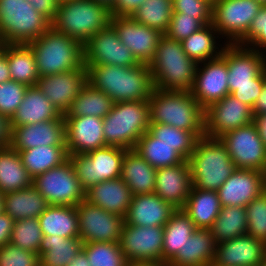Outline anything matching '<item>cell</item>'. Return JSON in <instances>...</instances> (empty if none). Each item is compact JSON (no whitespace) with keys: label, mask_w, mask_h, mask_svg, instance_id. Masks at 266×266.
I'll list each match as a JSON object with an SVG mask.
<instances>
[{"label":"cell","mask_w":266,"mask_h":266,"mask_svg":"<svg viewBox=\"0 0 266 266\" xmlns=\"http://www.w3.org/2000/svg\"><path fill=\"white\" fill-rule=\"evenodd\" d=\"M86 71L87 82L107 94L114 103L149 101L154 90L149 64L131 67L89 64Z\"/></svg>","instance_id":"6da1fadb"},{"label":"cell","mask_w":266,"mask_h":266,"mask_svg":"<svg viewBox=\"0 0 266 266\" xmlns=\"http://www.w3.org/2000/svg\"><path fill=\"white\" fill-rule=\"evenodd\" d=\"M150 124H166L204 136L205 110L190 91H165L154 88L149 99Z\"/></svg>","instance_id":"7a4b0ae2"},{"label":"cell","mask_w":266,"mask_h":266,"mask_svg":"<svg viewBox=\"0 0 266 266\" xmlns=\"http://www.w3.org/2000/svg\"><path fill=\"white\" fill-rule=\"evenodd\" d=\"M197 63L189 58L181 42L163 35L149 68L154 88L165 91H190Z\"/></svg>","instance_id":"3957f363"},{"label":"cell","mask_w":266,"mask_h":266,"mask_svg":"<svg viewBox=\"0 0 266 266\" xmlns=\"http://www.w3.org/2000/svg\"><path fill=\"white\" fill-rule=\"evenodd\" d=\"M192 186L217 191L235 171L226 146L219 138L202 136L188 159Z\"/></svg>","instance_id":"277c9868"},{"label":"cell","mask_w":266,"mask_h":266,"mask_svg":"<svg viewBox=\"0 0 266 266\" xmlns=\"http://www.w3.org/2000/svg\"><path fill=\"white\" fill-rule=\"evenodd\" d=\"M35 57L39 76L65 73L83 64V45L51 27L27 44Z\"/></svg>","instance_id":"5b68a950"},{"label":"cell","mask_w":266,"mask_h":266,"mask_svg":"<svg viewBox=\"0 0 266 266\" xmlns=\"http://www.w3.org/2000/svg\"><path fill=\"white\" fill-rule=\"evenodd\" d=\"M149 126L150 108L147 100L116 102L103 118L105 143L132 150Z\"/></svg>","instance_id":"8992f818"},{"label":"cell","mask_w":266,"mask_h":266,"mask_svg":"<svg viewBox=\"0 0 266 266\" xmlns=\"http://www.w3.org/2000/svg\"><path fill=\"white\" fill-rule=\"evenodd\" d=\"M110 10L94 0L60 3L52 27L82 45L110 24Z\"/></svg>","instance_id":"52a82bcc"},{"label":"cell","mask_w":266,"mask_h":266,"mask_svg":"<svg viewBox=\"0 0 266 266\" xmlns=\"http://www.w3.org/2000/svg\"><path fill=\"white\" fill-rule=\"evenodd\" d=\"M51 27L27 0H0V37L7 44H28Z\"/></svg>","instance_id":"ba28073f"},{"label":"cell","mask_w":266,"mask_h":266,"mask_svg":"<svg viewBox=\"0 0 266 266\" xmlns=\"http://www.w3.org/2000/svg\"><path fill=\"white\" fill-rule=\"evenodd\" d=\"M127 149L105 146L86 154L68 155L82 188L121 177L122 163Z\"/></svg>","instance_id":"9c48e42d"},{"label":"cell","mask_w":266,"mask_h":266,"mask_svg":"<svg viewBox=\"0 0 266 266\" xmlns=\"http://www.w3.org/2000/svg\"><path fill=\"white\" fill-rule=\"evenodd\" d=\"M262 5L255 0H215L212 24L224 43L237 44L249 31Z\"/></svg>","instance_id":"30bf717a"},{"label":"cell","mask_w":266,"mask_h":266,"mask_svg":"<svg viewBox=\"0 0 266 266\" xmlns=\"http://www.w3.org/2000/svg\"><path fill=\"white\" fill-rule=\"evenodd\" d=\"M33 185L49 205L77 206L85 199V190L69 159L33 179Z\"/></svg>","instance_id":"8fae6325"},{"label":"cell","mask_w":266,"mask_h":266,"mask_svg":"<svg viewBox=\"0 0 266 266\" xmlns=\"http://www.w3.org/2000/svg\"><path fill=\"white\" fill-rule=\"evenodd\" d=\"M164 227L124 223L120 237L122 253L130 265L162 263Z\"/></svg>","instance_id":"7c38bea8"},{"label":"cell","mask_w":266,"mask_h":266,"mask_svg":"<svg viewBox=\"0 0 266 266\" xmlns=\"http://www.w3.org/2000/svg\"><path fill=\"white\" fill-rule=\"evenodd\" d=\"M79 237L84 243L120 242L124 217L83 200L76 206Z\"/></svg>","instance_id":"4fadbf2b"},{"label":"cell","mask_w":266,"mask_h":266,"mask_svg":"<svg viewBox=\"0 0 266 266\" xmlns=\"http://www.w3.org/2000/svg\"><path fill=\"white\" fill-rule=\"evenodd\" d=\"M83 61L85 67L89 64L120 67L140 64L129 48L119 40L118 33L111 24L83 44Z\"/></svg>","instance_id":"5bb4252c"},{"label":"cell","mask_w":266,"mask_h":266,"mask_svg":"<svg viewBox=\"0 0 266 266\" xmlns=\"http://www.w3.org/2000/svg\"><path fill=\"white\" fill-rule=\"evenodd\" d=\"M219 139L226 146L236 169L261 171L265 162L266 145L254 122L229 131Z\"/></svg>","instance_id":"9a60e30c"},{"label":"cell","mask_w":266,"mask_h":266,"mask_svg":"<svg viewBox=\"0 0 266 266\" xmlns=\"http://www.w3.org/2000/svg\"><path fill=\"white\" fill-rule=\"evenodd\" d=\"M253 121L252 108L228 94L205 109L204 134L211 138H220Z\"/></svg>","instance_id":"2e32d148"},{"label":"cell","mask_w":266,"mask_h":266,"mask_svg":"<svg viewBox=\"0 0 266 266\" xmlns=\"http://www.w3.org/2000/svg\"><path fill=\"white\" fill-rule=\"evenodd\" d=\"M221 57L228 66V85L264 84L266 54L239 44H226Z\"/></svg>","instance_id":"e0dca14e"},{"label":"cell","mask_w":266,"mask_h":266,"mask_svg":"<svg viewBox=\"0 0 266 266\" xmlns=\"http://www.w3.org/2000/svg\"><path fill=\"white\" fill-rule=\"evenodd\" d=\"M228 66L221 57L197 64L191 95L205 110L229 94Z\"/></svg>","instance_id":"ac0fdd59"},{"label":"cell","mask_w":266,"mask_h":266,"mask_svg":"<svg viewBox=\"0 0 266 266\" xmlns=\"http://www.w3.org/2000/svg\"><path fill=\"white\" fill-rule=\"evenodd\" d=\"M110 24L119 40L133 53L140 63L150 64L154 59L161 32L140 24L131 16H111Z\"/></svg>","instance_id":"d6986e66"},{"label":"cell","mask_w":266,"mask_h":266,"mask_svg":"<svg viewBox=\"0 0 266 266\" xmlns=\"http://www.w3.org/2000/svg\"><path fill=\"white\" fill-rule=\"evenodd\" d=\"M86 83L87 71L83 64L76 70L40 76L36 86L53 106L64 115Z\"/></svg>","instance_id":"ffe728a7"},{"label":"cell","mask_w":266,"mask_h":266,"mask_svg":"<svg viewBox=\"0 0 266 266\" xmlns=\"http://www.w3.org/2000/svg\"><path fill=\"white\" fill-rule=\"evenodd\" d=\"M266 245L249 234L220 242L211 266H263Z\"/></svg>","instance_id":"44dd1931"},{"label":"cell","mask_w":266,"mask_h":266,"mask_svg":"<svg viewBox=\"0 0 266 266\" xmlns=\"http://www.w3.org/2000/svg\"><path fill=\"white\" fill-rule=\"evenodd\" d=\"M68 155L86 154L107 146L103 118L96 116L64 117Z\"/></svg>","instance_id":"7402d4cb"},{"label":"cell","mask_w":266,"mask_h":266,"mask_svg":"<svg viewBox=\"0 0 266 266\" xmlns=\"http://www.w3.org/2000/svg\"><path fill=\"white\" fill-rule=\"evenodd\" d=\"M266 188L260 171L235 169L217 190L221 206L246 207Z\"/></svg>","instance_id":"603a6c76"},{"label":"cell","mask_w":266,"mask_h":266,"mask_svg":"<svg viewBox=\"0 0 266 266\" xmlns=\"http://www.w3.org/2000/svg\"><path fill=\"white\" fill-rule=\"evenodd\" d=\"M192 189L188 160L179 165L156 169L154 192L176 209H182Z\"/></svg>","instance_id":"cb8c5ba5"},{"label":"cell","mask_w":266,"mask_h":266,"mask_svg":"<svg viewBox=\"0 0 266 266\" xmlns=\"http://www.w3.org/2000/svg\"><path fill=\"white\" fill-rule=\"evenodd\" d=\"M42 145H66L64 118L12 127L13 149L28 150Z\"/></svg>","instance_id":"d4e9b609"},{"label":"cell","mask_w":266,"mask_h":266,"mask_svg":"<svg viewBox=\"0 0 266 266\" xmlns=\"http://www.w3.org/2000/svg\"><path fill=\"white\" fill-rule=\"evenodd\" d=\"M176 210L155 192L132 196L125 224L144 227H164Z\"/></svg>","instance_id":"484cf974"},{"label":"cell","mask_w":266,"mask_h":266,"mask_svg":"<svg viewBox=\"0 0 266 266\" xmlns=\"http://www.w3.org/2000/svg\"><path fill=\"white\" fill-rule=\"evenodd\" d=\"M85 200L110 213L125 218L132 193L121 177L92 185L85 191Z\"/></svg>","instance_id":"4316f807"},{"label":"cell","mask_w":266,"mask_h":266,"mask_svg":"<svg viewBox=\"0 0 266 266\" xmlns=\"http://www.w3.org/2000/svg\"><path fill=\"white\" fill-rule=\"evenodd\" d=\"M217 243L210 229L196 228L169 266H211Z\"/></svg>","instance_id":"83f0119b"},{"label":"cell","mask_w":266,"mask_h":266,"mask_svg":"<svg viewBox=\"0 0 266 266\" xmlns=\"http://www.w3.org/2000/svg\"><path fill=\"white\" fill-rule=\"evenodd\" d=\"M57 118H64V116L37 86H29L26 89L21 105L10 119V122L12 127H19Z\"/></svg>","instance_id":"f1b7e54d"},{"label":"cell","mask_w":266,"mask_h":266,"mask_svg":"<svg viewBox=\"0 0 266 266\" xmlns=\"http://www.w3.org/2000/svg\"><path fill=\"white\" fill-rule=\"evenodd\" d=\"M156 168L135 150H128L123 158L121 179L128 185L132 196L154 193Z\"/></svg>","instance_id":"f546056e"},{"label":"cell","mask_w":266,"mask_h":266,"mask_svg":"<svg viewBox=\"0 0 266 266\" xmlns=\"http://www.w3.org/2000/svg\"><path fill=\"white\" fill-rule=\"evenodd\" d=\"M4 212L15 221L38 218L49 206L43 195L32 184L22 190L3 195Z\"/></svg>","instance_id":"4dcf8cb0"},{"label":"cell","mask_w":266,"mask_h":266,"mask_svg":"<svg viewBox=\"0 0 266 266\" xmlns=\"http://www.w3.org/2000/svg\"><path fill=\"white\" fill-rule=\"evenodd\" d=\"M221 207L217 191L202 190L192 186L182 209L196 228L210 229L220 213Z\"/></svg>","instance_id":"1f68e13d"},{"label":"cell","mask_w":266,"mask_h":266,"mask_svg":"<svg viewBox=\"0 0 266 266\" xmlns=\"http://www.w3.org/2000/svg\"><path fill=\"white\" fill-rule=\"evenodd\" d=\"M38 220L43 235H58L64 238L79 237L76 206L49 205Z\"/></svg>","instance_id":"d6a6232c"},{"label":"cell","mask_w":266,"mask_h":266,"mask_svg":"<svg viewBox=\"0 0 266 266\" xmlns=\"http://www.w3.org/2000/svg\"><path fill=\"white\" fill-rule=\"evenodd\" d=\"M219 36V32L211 23L181 41V44L187 56L198 64L221 56L227 43H224V45H222L223 42L219 44L220 41H223H217L218 39H223Z\"/></svg>","instance_id":"836d02e7"},{"label":"cell","mask_w":266,"mask_h":266,"mask_svg":"<svg viewBox=\"0 0 266 266\" xmlns=\"http://www.w3.org/2000/svg\"><path fill=\"white\" fill-rule=\"evenodd\" d=\"M83 244L80 237L43 235L38 250L40 266H66L83 249Z\"/></svg>","instance_id":"e575fe53"},{"label":"cell","mask_w":266,"mask_h":266,"mask_svg":"<svg viewBox=\"0 0 266 266\" xmlns=\"http://www.w3.org/2000/svg\"><path fill=\"white\" fill-rule=\"evenodd\" d=\"M196 227L183 209H176L164 226L162 263H169L183 248Z\"/></svg>","instance_id":"d590c367"},{"label":"cell","mask_w":266,"mask_h":266,"mask_svg":"<svg viewBox=\"0 0 266 266\" xmlns=\"http://www.w3.org/2000/svg\"><path fill=\"white\" fill-rule=\"evenodd\" d=\"M7 57L11 80L36 86L39 72L35 57L27 44H6L3 53Z\"/></svg>","instance_id":"8d00e7d4"},{"label":"cell","mask_w":266,"mask_h":266,"mask_svg":"<svg viewBox=\"0 0 266 266\" xmlns=\"http://www.w3.org/2000/svg\"><path fill=\"white\" fill-rule=\"evenodd\" d=\"M33 184V178L22 164L19 152L11 146L0 148V191L8 193Z\"/></svg>","instance_id":"74e56055"},{"label":"cell","mask_w":266,"mask_h":266,"mask_svg":"<svg viewBox=\"0 0 266 266\" xmlns=\"http://www.w3.org/2000/svg\"><path fill=\"white\" fill-rule=\"evenodd\" d=\"M19 152L23 166L34 179L51 168L60 166L68 159L66 145L37 146Z\"/></svg>","instance_id":"f35d334b"},{"label":"cell","mask_w":266,"mask_h":266,"mask_svg":"<svg viewBox=\"0 0 266 266\" xmlns=\"http://www.w3.org/2000/svg\"><path fill=\"white\" fill-rule=\"evenodd\" d=\"M133 150L156 169L179 165L186 160L172 145L161 143L149 131L139 138Z\"/></svg>","instance_id":"ab89813d"},{"label":"cell","mask_w":266,"mask_h":266,"mask_svg":"<svg viewBox=\"0 0 266 266\" xmlns=\"http://www.w3.org/2000/svg\"><path fill=\"white\" fill-rule=\"evenodd\" d=\"M113 100L88 82L81 88L64 117L96 116L104 118L113 107Z\"/></svg>","instance_id":"60d3db41"},{"label":"cell","mask_w":266,"mask_h":266,"mask_svg":"<svg viewBox=\"0 0 266 266\" xmlns=\"http://www.w3.org/2000/svg\"><path fill=\"white\" fill-rule=\"evenodd\" d=\"M246 208L241 206H222L220 213L210 228L215 242L231 240L247 234Z\"/></svg>","instance_id":"b9f144b4"},{"label":"cell","mask_w":266,"mask_h":266,"mask_svg":"<svg viewBox=\"0 0 266 266\" xmlns=\"http://www.w3.org/2000/svg\"><path fill=\"white\" fill-rule=\"evenodd\" d=\"M173 12L172 0H145L131 17L138 23L154 28L164 35Z\"/></svg>","instance_id":"7bdbcfd3"},{"label":"cell","mask_w":266,"mask_h":266,"mask_svg":"<svg viewBox=\"0 0 266 266\" xmlns=\"http://www.w3.org/2000/svg\"><path fill=\"white\" fill-rule=\"evenodd\" d=\"M148 131L161 143L172 145L186 160L190 158L198 140L193 132L166 124H150Z\"/></svg>","instance_id":"ee69618b"},{"label":"cell","mask_w":266,"mask_h":266,"mask_svg":"<svg viewBox=\"0 0 266 266\" xmlns=\"http://www.w3.org/2000/svg\"><path fill=\"white\" fill-rule=\"evenodd\" d=\"M90 266H130L118 242L84 243Z\"/></svg>","instance_id":"f6af8a7d"},{"label":"cell","mask_w":266,"mask_h":266,"mask_svg":"<svg viewBox=\"0 0 266 266\" xmlns=\"http://www.w3.org/2000/svg\"><path fill=\"white\" fill-rule=\"evenodd\" d=\"M42 237L38 218H26L15 221L9 243L38 253Z\"/></svg>","instance_id":"bcb514c9"},{"label":"cell","mask_w":266,"mask_h":266,"mask_svg":"<svg viewBox=\"0 0 266 266\" xmlns=\"http://www.w3.org/2000/svg\"><path fill=\"white\" fill-rule=\"evenodd\" d=\"M247 234L266 245V190L246 207Z\"/></svg>","instance_id":"7dc6e473"},{"label":"cell","mask_w":266,"mask_h":266,"mask_svg":"<svg viewBox=\"0 0 266 266\" xmlns=\"http://www.w3.org/2000/svg\"><path fill=\"white\" fill-rule=\"evenodd\" d=\"M27 88V85L13 80L0 83V113L11 119L21 105Z\"/></svg>","instance_id":"c3c4849f"},{"label":"cell","mask_w":266,"mask_h":266,"mask_svg":"<svg viewBox=\"0 0 266 266\" xmlns=\"http://www.w3.org/2000/svg\"><path fill=\"white\" fill-rule=\"evenodd\" d=\"M203 26L205 24L200 19L194 18V16H184V13H173L164 35L169 39L181 42Z\"/></svg>","instance_id":"681fc988"},{"label":"cell","mask_w":266,"mask_h":266,"mask_svg":"<svg viewBox=\"0 0 266 266\" xmlns=\"http://www.w3.org/2000/svg\"><path fill=\"white\" fill-rule=\"evenodd\" d=\"M237 44L266 54V6L261 7L248 33Z\"/></svg>","instance_id":"f907efd6"},{"label":"cell","mask_w":266,"mask_h":266,"mask_svg":"<svg viewBox=\"0 0 266 266\" xmlns=\"http://www.w3.org/2000/svg\"><path fill=\"white\" fill-rule=\"evenodd\" d=\"M0 266H40V255L8 243L0 247Z\"/></svg>","instance_id":"816d5d0a"},{"label":"cell","mask_w":266,"mask_h":266,"mask_svg":"<svg viewBox=\"0 0 266 266\" xmlns=\"http://www.w3.org/2000/svg\"><path fill=\"white\" fill-rule=\"evenodd\" d=\"M173 13L194 16L205 25L212 23V3L209 0H172Z\"/></svg>","instance_id":"f5cc1de1"},{"label":"cell","mask_w":266,"mask_h":266,"mask_svg":"<svg viewBox=\"0 0 266 266\" xmlns=\"http://www.w3.org/2000/svg\"><path fill=\"white\" fill-rule=\"evenodd\" d=\"M263 85L264 84L228 85L229 94L253 109L256 100L261 94Z\"/></svg>","instance_id":"db71d44e"},{"label":"cell","mask_w":266,"mask_h":266,"mask_svg":"<svg viewBox=\"0 0 266 266\" xmlns=\"http://www.w3.org/2000/svg\"><path fill=\"white\" fill-rule=\"evenodd\" d=\"M145 0H115L109 9L111 16H132Z\"/></svg>","instance_id":"11a10c76"},{"label":"cell","mask_w":266,"mask_h":266,"mask_svg":"<svg viewBox=\"0 0 266 266\" xmlns=\"http://www.w3.org/2000/svg\"><path fill=\"white\" fill-rule=\"evenodd\" d=\"M34 9L47 17L51 22L55 19L59 2L57 0H27Z\"/></svg>","instance_id":"9f6ffc18"},{"label":"cell","mask_w":266,"mask_h":266,"mask_svg":"<svg viewBox=\"0 0 266 266\" xmlns=\"http://www.w3.org/2000/svg\"><path fill=\"white\" fill-rule=\"evenodd\" d=\"M14 223L15 220L4 211L0 214V247L9 243Z\"/></svg>","instance_id":"6f0895ef"},{"label":"cell","mask_w":266,"mask_h":266,"mask_svg":"<svg viewBox=\"0 0 266 266\" xmlns=\"http://www.w3.org/2000/svg\"><path fill=\"white\" fill-rule=\"evenodd\" d=\"M12 142V126L10 119L0 113V148L9 147Z\"/></svg>","instance_id":"680465c9"},{"label":"cell","mask_w":266,"mask_h":266,"mask_svg":"<svg viewBox=\"0 0 266 266\" xmlns=\"http://www.w3.org/2000/svg\"><path fill=\"white\" fill-rule=\"evenodd\" d=\"M252 112L254 117L266 114V68H265V82L261 90V94L253 106Z\"/></svg>","instance_id":"91938a15"},{"label":"cell","mask_w":266,"mask_h":266,"mask_svg":"<svg viewBox=\"0 0 266 266\" xmlns=\"http://www.w3.org/2000/svg\"><path fill=\"white\" fill-rule=\"evenodd\" d=\"M255 126L258 130L259 136L266 145V114L254 117Z\"/></svg>","instance_id":"94428289"},{"label":"cell","mask_w":266,"mask_h":266,"mask_svg":"<svg viewBox=\"0 0 266 266\" xmlns=\"http://www.w3.org/2000/svg\"><path fill=\"white\" fill-rule=\"evenodd\" d=\"M10 70L8 68L7 57L2 54L0 56V83H4L6 81H10Z\"/></svg>","instance_id":"6125c7cd"},{"label":"cell","mask_w":266,"mask_h":266,"mask_svg":"<svg viewBox=\"0 0 266 266\" xmlns=\"http://www.w3.org/2000/svg\"><path fill=\"white\" fill-rule=\"evenodd\" d=\"M66 266H90L86 253L81 250Z\"/></svg>","instance_id":"be15d7a7"},{"label":"cell","mask_w":266,"mask_h":266,"mask_svg":"<svg viewBox=\"0 0 266 266\" xmlns=\"http://www.w3.org/2000/svg\"><path fill=\"white\" fill-rule=\"evenodd\" d=\"M94 1L99 3V4H103L108 9H110L113 6V4L115 3V0H94Z\"/></svg>","instance_id":"e7e4bbea"},{"label":"cell","mask_w":266,"mask_h":266,"mask_svg":"<svg viewBox=\"0 0 266 266\" xmlns=\"http://www.w3.org/2000/svg\"><path fill=\"white\" fill-rule=\"evenodd\" d=\"M130 266H169L168 263H157V264H132Z\"/></svg>","instance_id":"03108f58"},{"label":"cell","mask_w":266,"mask_h":266,"mask_svg":"<svg viewBox=\"0 0 266 266\" xmlns=\"http://www.w3.org/2000/svg\"><path fill=\"white\" fill-rule=\"evenodd\" d=\"M260 172H261L263 180H264V182L266 184V154H265V162H264V165H263V167H262Z\"/></svg>","instance_id":"003e7915"},{"label":"cell","mask_w":266,"mask_h":266,"mask_svg":"<svg viewBox=\"0 0 266 266\" xmlns=\"http://www.w3.org/2000/svg\"><path fill=\"white\" fill-rule=\"evenodd\" d=\"M6 42L0 37V56L4 53Z\"/></svg>","instance_id":"a7ac6f4b"},{"label":"cell","mask_w":266,"mask_h":266,"mask_svg":"<svg viewBox=\"0 0 266 266\" xmlns=\"http://www.w3.org/2000/svg\"><path fill=\"white\" fill-rule=\"evenodd\" d=\"M3 193L0 191V214L4 211V206H3Z\"/></svg>","instance_id":"89a4df30"},{"label":"cell","mask_w":266,"mask_h":266,"mask_svg":"<svg viewBox=\"0 0 266 266\" xmlns=\"http://www.w3.org/2000/svg\"><path fill=\"white\" fill-rule=\"evenodd\" d=\"M260 3L262 6H266V0H255Z\"/></svg>","instance_id":"2644e50d"},{"label":"cell","mask_w":266,"mask_h":266,"mask_svg":"<svg viewBox=\"0 0 266 266\" xmlns=\"http://www.w3.org/2000/svg\"><path fill=\"white\" fill-rule=\"evenodd\" d=\"M60 3H64V2H67V1H72V0H57Z\"/></svg>","instance_id":"8c879c8a"}]
</instances>
